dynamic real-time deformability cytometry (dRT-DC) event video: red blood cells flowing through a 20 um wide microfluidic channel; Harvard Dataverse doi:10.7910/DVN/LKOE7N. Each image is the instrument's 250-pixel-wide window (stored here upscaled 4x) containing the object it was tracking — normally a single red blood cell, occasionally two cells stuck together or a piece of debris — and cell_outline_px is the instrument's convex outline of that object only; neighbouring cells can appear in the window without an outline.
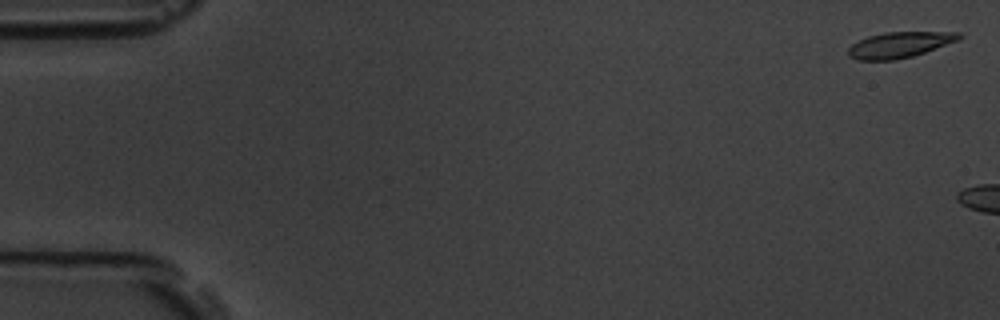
{"species": "common noctule bat (a hibernating species)", "species_latin": "Nyctalus noctula", "temperature_condition": "room temperature", "stored_images_in_passage": 2, "camera_frame_rate_fps": 3000, "um_per_image_px": 0.085, "animal": {"sex": "male", "body_mass_g": 19.5, "forearm_length_mm": 54.6}, "frame": {"image": 1, "passage_image": 1, "time_ms": 0.0, "image_size_px": [1000, 320], "cell_outline_px": [[964, 36], [960, 40], [912, 56], [896, 60], [856, 60], [848, 56], [848, 48], [852, 44], [868, 36], [884, 32], [960, 32]], "centroid_in_image_um": [76.47, 3.81], "position_along_channel_um": 8.5, "area_um2": 16.7}}